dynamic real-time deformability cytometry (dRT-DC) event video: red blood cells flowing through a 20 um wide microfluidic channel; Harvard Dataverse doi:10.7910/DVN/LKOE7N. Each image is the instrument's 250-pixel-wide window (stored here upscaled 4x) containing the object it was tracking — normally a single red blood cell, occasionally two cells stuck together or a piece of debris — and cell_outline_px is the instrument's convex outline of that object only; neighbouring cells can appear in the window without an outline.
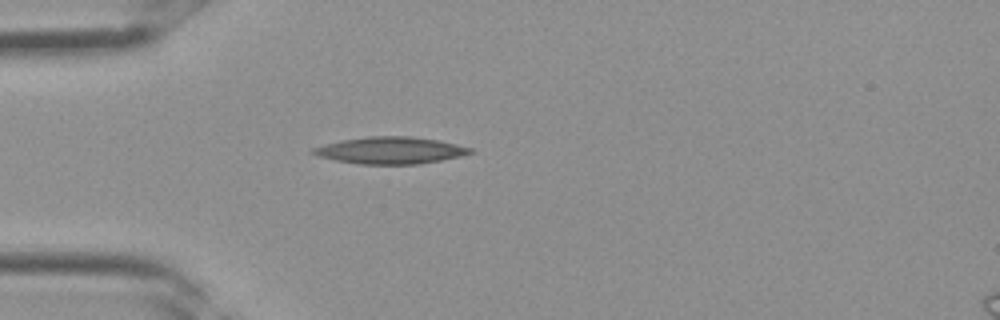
{"species": "Egyptian fruit bat (a non-hibernating species)", "species_latin": "Rousettus aegyptiacus", "temperature_condition": "room temperature", "stored_images_in_passage": 4, "camera_frame_rate_fps": 3000, "um_per_image_px": 0.085, "frame": {"image": 1, "passage_image": 3, "time_ms": 0.667, "image_size_px": [1000, 320], "cell_outline_px": [[476, 152], [460, 156], [420, 164], [360, 164], [336, 160], [316, 156], [308, 152], [312, 148], [324, 144], [344, 140], [368, 136], [412, 136], [440, 140], [472, 148]], "centroid_in_image_um": [33.18, 12.78], "position_along_channel_um": 51.8, "area_um2": 24.74}}